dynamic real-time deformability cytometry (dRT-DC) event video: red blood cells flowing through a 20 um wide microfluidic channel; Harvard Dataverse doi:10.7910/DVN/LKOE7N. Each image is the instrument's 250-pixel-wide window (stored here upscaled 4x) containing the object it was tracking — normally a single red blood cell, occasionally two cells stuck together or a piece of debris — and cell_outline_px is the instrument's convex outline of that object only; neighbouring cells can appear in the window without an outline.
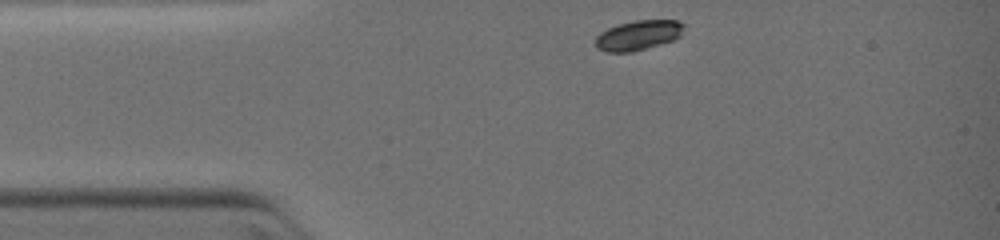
{"species": "common noctule bat (a hibernating species)", "species_latin": "Nyctalus noctula", "temperature_condition": "warm", "stored_images_in_passage": 22, "camera_frame_rate_fps": 3000, "um_per_image_px": 0.085, "animal": {"sex": "female", "body_mass_g": 19.0, "forearm_length_mm": 51.5}, "frame": {"image": 1, "passage_image": 1, "time_ms": 0.0, "image_size_px": [1000, 240], "cell_outline_px": [[684, 24], [680, 36], [676, 40], [632, 52], [608, 52], [596, 48], [596, 36], [600, 32], [608, 28], [620, 24], [636, 20], [680, 20]], "centroid_in_image_um": [54.27, 3.0], "position_along_channel_um": 30.7, "area_um2": 15.43}}
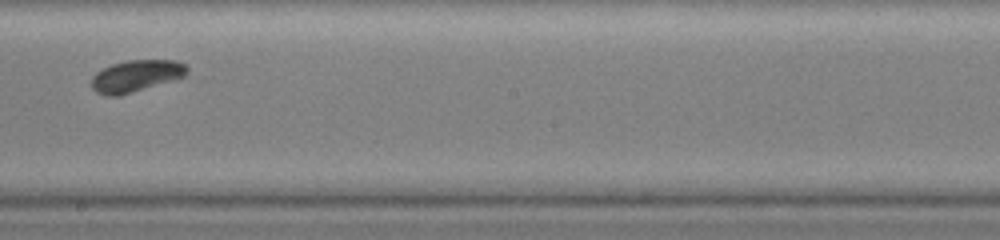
{"frame": {"image": 2, "passage_image": 13, "time_ms": 5.0, "image_size_px": [1000, 240], "cell_outline_px": [[188, 72], [184, 76], [176, 80], [120, 96], [104, 96], [96, 92], [92, 88], [92, 76], [96, 72], [112, 64], [128, 60], [176, 60], [188, 64]], "centroid_in_image_um": [11.6, 6.46], "position_along_channel_um": 236.6, "area_um2": 18.03}}
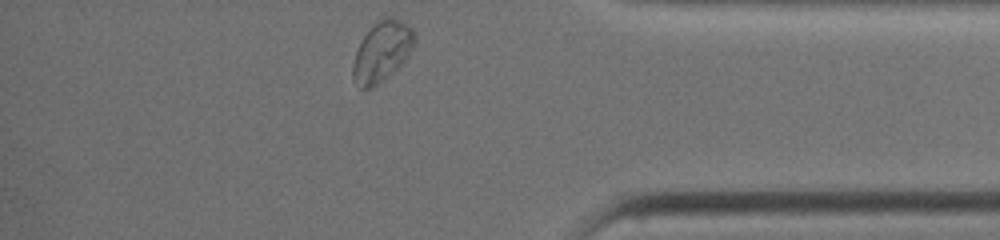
{"frame": {"image": 3, "passage_image": 22, "time_ms": 8.667, "image_size_px": [1000, 240], "cell_outline_px": [[416, 40], [408, 56], [388, 76], [372, 88], [360, 88], [352, 80], [352, 64], [356, 52], [364, 36], [376, 20], [384, 16], [392, 16], [408, 24], [416, 32]], "centroid_in_image_um": [32.47, 4.34], "position_along_channel_um": 402.7, "area_um2": 21.73}}